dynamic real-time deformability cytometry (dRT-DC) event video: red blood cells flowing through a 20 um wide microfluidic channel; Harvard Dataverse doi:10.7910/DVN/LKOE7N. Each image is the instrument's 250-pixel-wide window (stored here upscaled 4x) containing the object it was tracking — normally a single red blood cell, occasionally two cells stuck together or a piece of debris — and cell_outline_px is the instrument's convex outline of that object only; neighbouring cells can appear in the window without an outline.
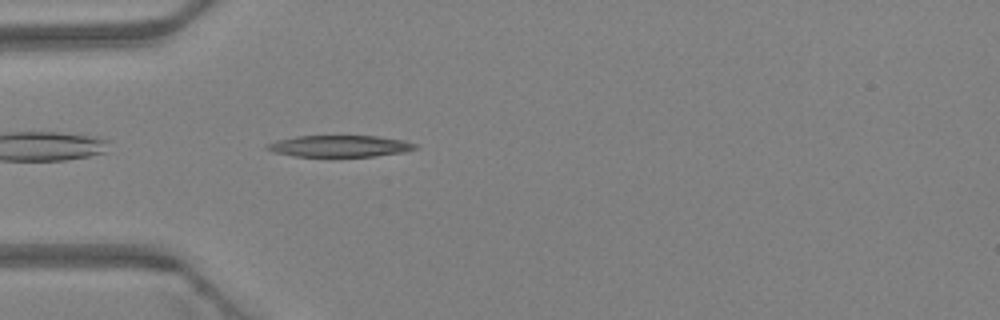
{"species": "Egyptian fruit bat (a non-hibernating species)", "species_latin": "Rousettus aegyptiacus", "temperature_condition": "warm", "stored_images_in_passage": 9, "camera_frame_rate_fps": 3000, "um_per_image_px": 0.085, "animal": {"sex": "female"}, "frame": {"image": 1, "passage_image": 1, "time_ms": 0.0, "image_size_px": [1000, 320], "cell_outline_px": [[416, 148], [404, 152], [372, 156], [296, 156], [272, 152], [264, 148], [264, 144], [276, 140], [296, 136], [376, 136], [404, 140], [416, 144]], "centroid_in_image_um": [28.8, 12.41], "position_along_channel_um": 56.2, "area_um2": 18.55}}